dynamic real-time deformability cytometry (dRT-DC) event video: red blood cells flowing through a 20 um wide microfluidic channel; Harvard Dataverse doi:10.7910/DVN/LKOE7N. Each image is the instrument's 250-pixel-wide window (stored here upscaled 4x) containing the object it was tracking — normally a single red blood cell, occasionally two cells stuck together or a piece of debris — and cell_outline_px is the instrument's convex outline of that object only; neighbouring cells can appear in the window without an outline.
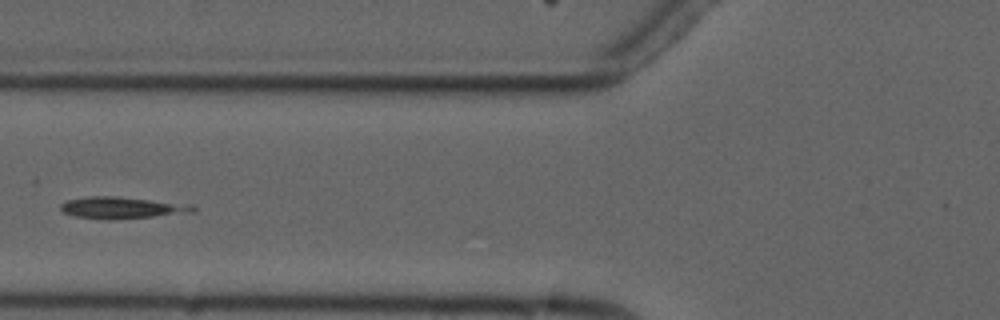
{"species": "common noctule bat (a hibernating species)", "species_latin": "Nyctalus noctula", "temperature_condition": "cold", "stored_images_in_passage": 5, "camera_frame_rate_fps": 3000, "um_per_image_px": 0.085, "animal": {"sex": "male", "forearm_length_mm": 52.5}, "frame": {"image": 1, "passage_image": 4, "time_ms": 3.333, "image_size_px": [1000, 320], "cell_outline_px": [[196, 212], [112, 220], [108, 220], [76, 216], [64, 212], [60, 208], [60, 204], [68, 200], [92, 196], [112, 196], [192, 204], [196, 208]], "centroid_in_image_um": [10.4, 17.66], "position_along_channel_um": 115.4, "area_um2": 16.59}}